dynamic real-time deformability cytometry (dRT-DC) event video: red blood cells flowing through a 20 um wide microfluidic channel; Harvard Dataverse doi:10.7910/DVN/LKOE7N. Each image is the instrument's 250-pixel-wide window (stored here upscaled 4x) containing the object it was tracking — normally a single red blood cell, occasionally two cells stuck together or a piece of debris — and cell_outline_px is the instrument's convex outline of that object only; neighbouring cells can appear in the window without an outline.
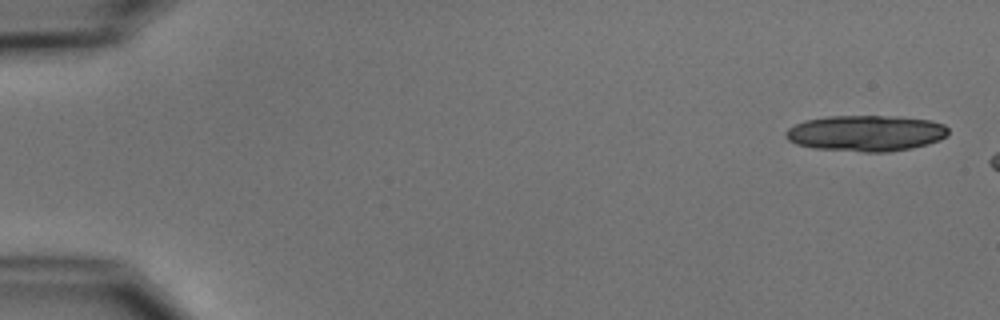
{"species": "common noctule bat (a hibernating species)", "species_latin": "Nyctalus noctula", "temperature_condition": "cold", "stored_images_in_passage": 3, "camera_frame_rate_fps": 3000, "um_per_image_px": 0.085, "animal": {"sex": "male", "body_mass_g": 15.6}, "frame": {"image": 1, "passage_image": 1, "time_ms": 0.0, "image_size_px": [1000, 320], "cell_outline_px": [[948, 136], [940, 140], [928, 144], [912, 148], [888, 152], [864, 152], [812, 148], [796, 144], [788, 140], [784, 136], [784, 132], [788, 128], [804, 120], [828, 116], [896, 116], [928, 120], [944, 124], [948, 128]], "centroid_in_image_um": [73.59, 11.32], "position_along_channel_um": 11.4, "area_um2": 34.39}}